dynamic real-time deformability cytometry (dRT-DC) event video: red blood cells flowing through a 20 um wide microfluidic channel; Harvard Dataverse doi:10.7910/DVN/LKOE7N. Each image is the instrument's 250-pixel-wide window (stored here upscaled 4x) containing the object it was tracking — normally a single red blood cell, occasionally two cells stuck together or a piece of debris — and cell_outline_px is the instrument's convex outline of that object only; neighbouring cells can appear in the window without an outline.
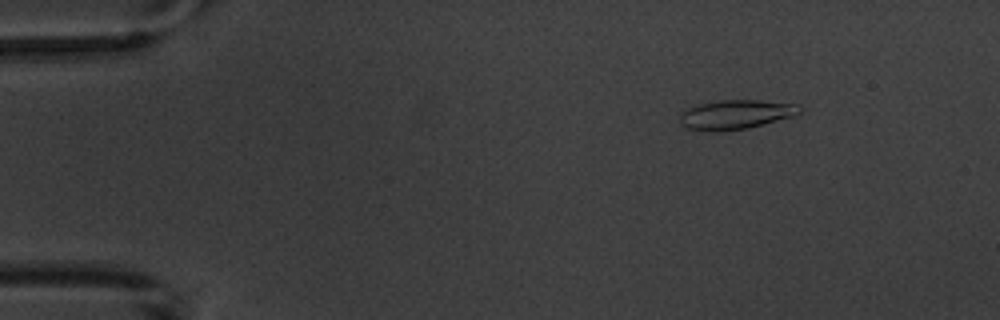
{"species": "common noctule bat (a hibernating species)", "species_latin": "Nyctalus noctula", "temperature_condition": "warm", "stored_images_in_passage": 5, "camera_frame_rate_fps": 3000, "um_per_image_px": 0.085, "animal": {"sex": "male", "body_mass_g": 20.1, "forearm_length_mm": 53.5}, "frame": {"image": 1, "passage_image": 2, "time_ms": 1.333, "image_size_px": [1000, 320], "cell_outline_px": [[804, 108], [796, 116], [748, 128], [712, 132], [704, 132], [684, 128], [680, 124], [680, 112], [688, 108], [700, 104], [720, 100], [760, 100], [800, 104]], "centroid_in_image_um": [62.56, 9.74], "position_along_channel_um": 22.4, "area_um2": 20.92}}